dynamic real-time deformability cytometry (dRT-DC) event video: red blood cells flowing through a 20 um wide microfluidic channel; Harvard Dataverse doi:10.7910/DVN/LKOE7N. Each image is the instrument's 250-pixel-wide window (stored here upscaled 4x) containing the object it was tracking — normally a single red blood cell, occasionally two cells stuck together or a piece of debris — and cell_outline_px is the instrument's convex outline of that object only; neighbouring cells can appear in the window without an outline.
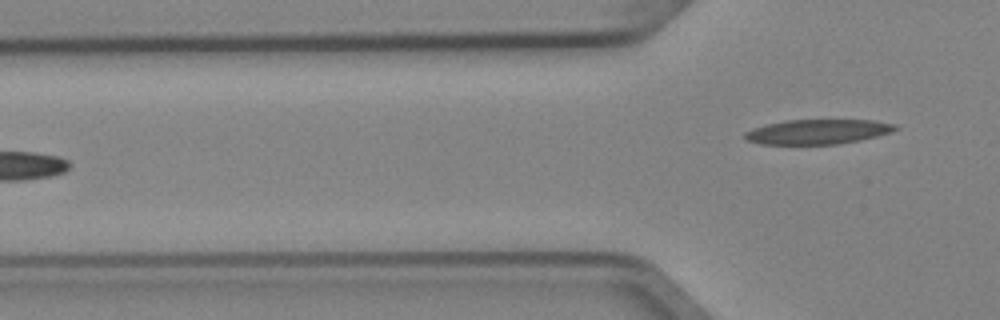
{"species": "Egyptian fruit bat (a non-hibernating species)", "species_latin": "Rousettus aegyptiacus", "temperature_condition": "cold", "stored_images_in_passage": 5, "camera_frame_rate_fps": 3000, "um_per_image_px": 0.085, "animal": {"sex": "female"}, "frame": {"image": 1, "passage_image": 5, "time_ms": 1.333, "image_size_px": [1000, 320], "cell_outline_px": [[900, 128], [892, 132], [860, 140], [840, 144], [760, 144], [748, 140], [744, 136], [744, 132], [752, 128], [784, 120], [876, 120], [896, 124]], "centroid_in_image_um": [69.54, 11.19], "position_along_channel_um": 56.3, "area_um2": 21.79}}